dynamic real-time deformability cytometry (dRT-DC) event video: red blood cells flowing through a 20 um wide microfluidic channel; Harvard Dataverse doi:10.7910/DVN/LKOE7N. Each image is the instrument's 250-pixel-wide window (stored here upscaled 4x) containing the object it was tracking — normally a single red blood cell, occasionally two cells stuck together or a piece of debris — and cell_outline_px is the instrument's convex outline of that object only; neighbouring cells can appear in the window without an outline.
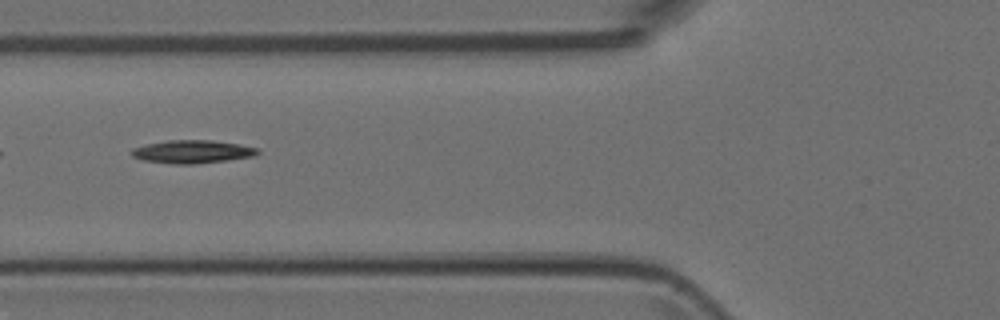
{"species": "Egyptian fruit bat (a non-hibernating species)", "species_latin": "Rousettus aegyptiacus", "temperature_condition": "room temperature", "stored_images_in_passage": 6, "segment_of_instrument_passage": [2, 2], "camera_frame_rate_fps": 3000, "um_per_image_px": 0.085, "animal": {"sex": "female"}, "frame": {"image": 1, "passage_image": 5, "time_ms": 1.333, "image_size_px": [1000, 320], "cell_outline_px": [[260, 152], [252, 156], [224, 160], [192, 164], [176, 164], [144, 160], [132, 156], [132, 148], [148, 144], [168, 140], [212, 140], [240, 144], [256, 148]], "centroid_in_image_um": [16.34, 12.88], "position_along_channel_um": 109.5, "area_um2": 16.59}}
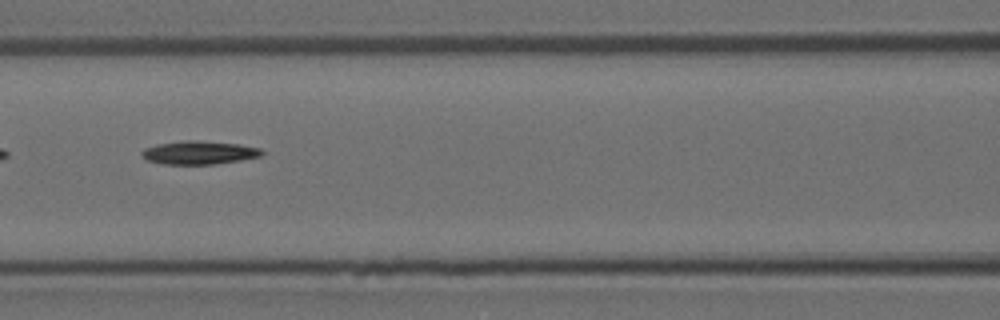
{"frame": {"image": 2, "passage_image": 6, "time_ms": 1.667, "image_size_px": [1000, 320], "cell_outline_px": [[264, 152], [260, 156], [240, 160], [212, 164], [164, 164], [148, 160], [140, 156], [140, 152], [144, 148], [156, 144], [188, 140], [196, 140], [240, 144], [260, 148]], "centroid_in_image_um": [16.89, 12.96], "position_along_channel_um": 149.7, "area_um2": 16.3}}